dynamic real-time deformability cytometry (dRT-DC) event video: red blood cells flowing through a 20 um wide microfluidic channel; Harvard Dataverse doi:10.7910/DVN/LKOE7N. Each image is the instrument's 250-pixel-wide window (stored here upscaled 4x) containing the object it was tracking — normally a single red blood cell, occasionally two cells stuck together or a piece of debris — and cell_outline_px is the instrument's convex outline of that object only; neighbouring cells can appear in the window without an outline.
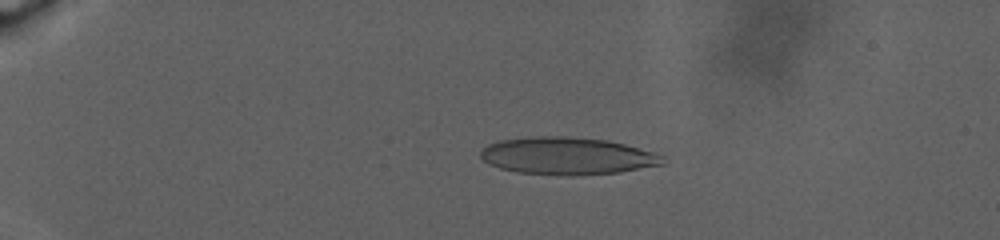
{"species": "human", "species_latin": "Homo sapiens", "temperature_condition": "warm", "stored_images_in_passage": 49, "camera_frame_rate_fps": 3000, "um_per_image_px": 0.085, "donor": {"sex": "male"}, "frame": {"image": 1, "passage_image": 18, "time_ms": 7.333, "image_size_px": [1000, 240], "cell_outline_px": [[668, 160], [664, 164], [620, 172], [572, 176], [568, 176], [520, 172], [500, 168], [488, 164], [480, 156], [480, 148], [496, 140], [528, 136], [568, 136], [608, 140], [624, 144], [652, 152], [664, 156]], "centroid_in_image_um": [48.19, 13.24], "position_along_channel_um": 36.8, "area_um2": 40.06}}
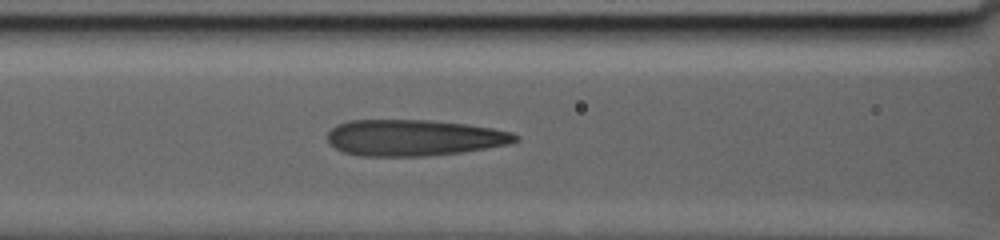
{"frame": {"image": 2, "passage_image": 40, "time_ms": 15.0, "image_size_px": [1000, 240], "cell_outline_px": [[520, 140], [508, 144], [460, 152], [424, 156], [360, 156], [344, 152], [328, 144], [328, 132], [336, 124], [348, 120], [432, 120], [464, 124], [492, 128], [512, 132], [520, 136]], "centroid_in_image_um": [35.16, 11.7], "position_along_channel_um": 131.4, "area_um2": 39.71}}
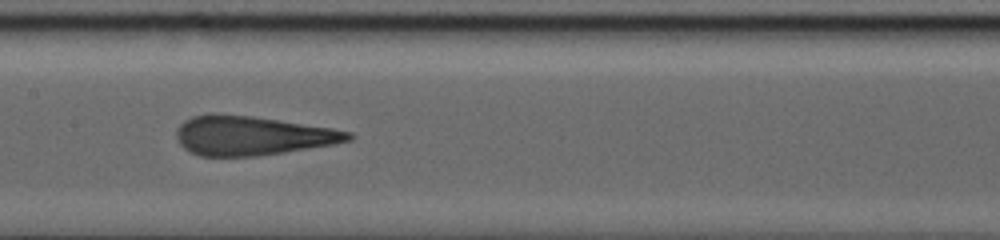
{"frame": {"image": 3, "passage_image": 48, "time_ms": 17.333, "image_size_px": [1000, 240], "cell_outline_px": [[352, 140], [336, 144], [284, 152], [256, 156], [200, 156], [188, 152], [176, 140], [176, 128], [184, 120], [192, 116], [216, 112], [252, 116], [332, 128], [352, 132]], "centroid_in_image_um": [21.38, 11.52], "position_along_channel_um": 186.0, "area_um2": 39.59}}